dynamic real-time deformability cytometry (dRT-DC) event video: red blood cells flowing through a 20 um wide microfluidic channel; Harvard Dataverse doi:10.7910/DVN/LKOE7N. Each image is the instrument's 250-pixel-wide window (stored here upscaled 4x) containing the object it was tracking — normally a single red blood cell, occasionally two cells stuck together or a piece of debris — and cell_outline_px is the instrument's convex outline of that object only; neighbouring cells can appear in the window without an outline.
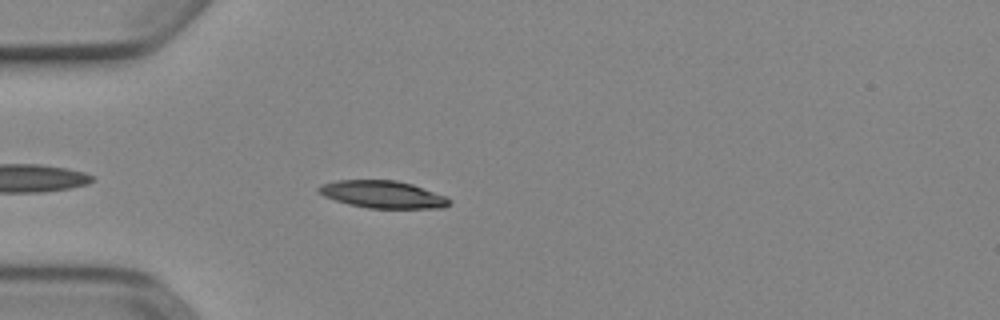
{"species": "Egyptian fruit bat (a non-hibernating species)", "species_latin": "Rousettus aegyptiacus", "temperature_condition": "cold", "stored_images_in_passage": 21, "camera_frame_rate_fps": 3000, "um_per_image_px": 0.085, "animal": {"sex": "female"}, "frame": {"image": 1, "passage_image": 4, "time_ms": 1.0, "image_size_px": [1000, 320], "cell_outline_px": [[452, 204], [444, 208], [368, 208], [348, 204], [324, 196], [316, 192], [316, 188], [320, 184], [336, 180], [396, 180], [412, 184], [448, 196], [452, 200]], "centroid_in_image_um": [32.55, 16.52], "position_along_channel_um": 52.4, "area_um2": 21.15}}
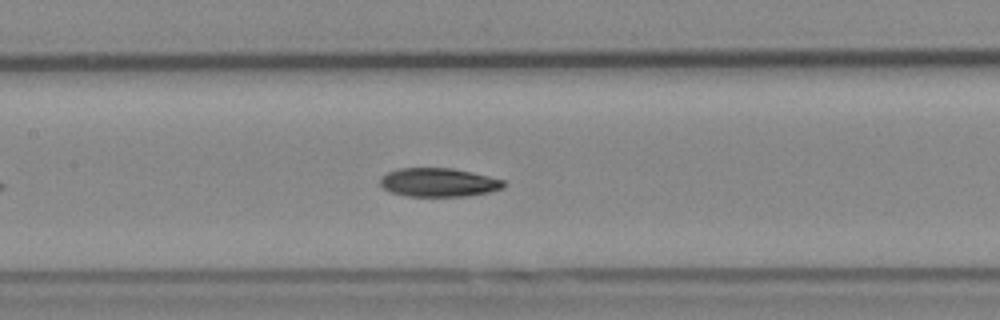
{"frame": {"image": 2, "passage_image": 14, "time_ms": 4.333, "image_size_px": [1000, 320], "cell_outline_px": [[508, 184], [504, 188], [488, 192], [468, 196], [404, 196], [392, 192], [384, 188], [380, 184], [380, 176], [388, 172], [400, 168], [452, 168], [488, 176], [504, 180]], "centroid_in_image_um": [37.29, 15.51], "position_along_channel_um": 170.1, "area_um2": 20.69}}
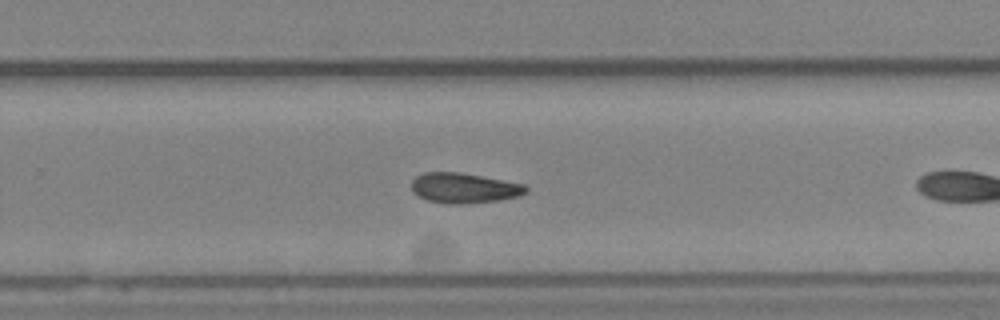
{"frame": {"image": 3, "passage_image": 20, "time_ms": 6.333, "image_size_px": [1000, 320], "cell_outline_px": [[528, 192], [520, 196], [500, 200], [464, 204], [448, 204], [428, 200], [412, 192], [412, 180], [416, 176], [424, 172], [460, 172], [524, 184], [528, 188]], "centroid_in_image_um": [39.46, 15.98], "position_along_channel_um": 290.3, "area_um2": 20.17}}